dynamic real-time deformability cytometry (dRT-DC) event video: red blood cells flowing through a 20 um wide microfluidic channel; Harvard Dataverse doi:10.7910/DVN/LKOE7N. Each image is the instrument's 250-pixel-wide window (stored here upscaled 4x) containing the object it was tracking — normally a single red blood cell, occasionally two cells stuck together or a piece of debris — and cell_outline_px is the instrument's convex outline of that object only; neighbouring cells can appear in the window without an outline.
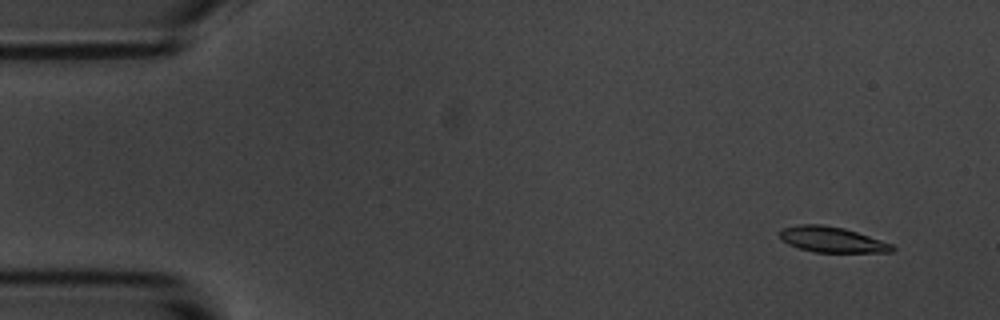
{"species": "common noctule bat (a hibernating species)", "species_latin": "Nyctalus noctula", "temperature_condition": "room temperature", "stored_images_in_passage": 10, "camera_frame_rate_fps": 3000, "um_per_image_px": 0.085, "animal": {"sex": "male", "body_mass_g": 20.1, "forearm_length_mm": 53.5}, "frame": {"image": 1, "passage_image": 1, "time_ms": 0.0, "image_size_px": [1000, 320], "cell_outline_px": [[896, 248], [892, 252], [816, 252], [800, 248], [788, 244], [780, 236], [780, 228], [800, 224], [820, 224], [844, 228], [892, 244]], "centroid_in_image_um": [70.71, 20.36], "position_along_channel_um": 14.3, "area_um2": 16.53}}
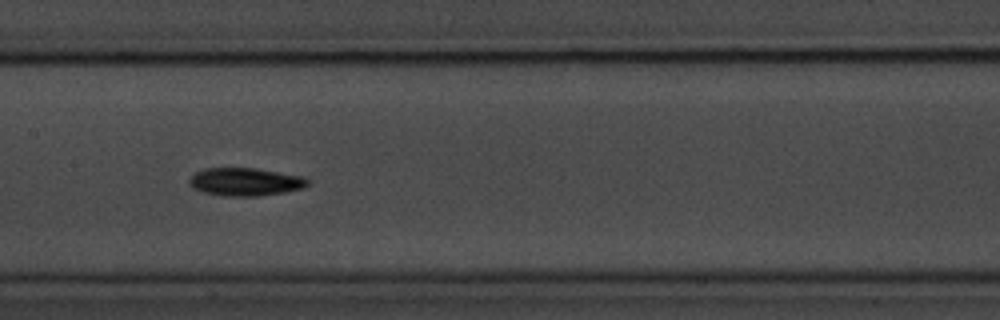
{"frame": {"image": 2, "passage_image": 8, "time_ms": 8.0, "image_size_px": [1000, 320], "cell_outline_px": [[308, 184], [304, 188], [284, 192], [256, 196], [224, 196], [204, 192], [192, 188], [188, 184], [188, 180], [196, 172], [204, 168], [256, 168], [300, 176], [308, 180]], "centroid_in_image_um": [20.8, 15.45], "position_along_channel_um": 186.6, "area_um2": 19.19}}
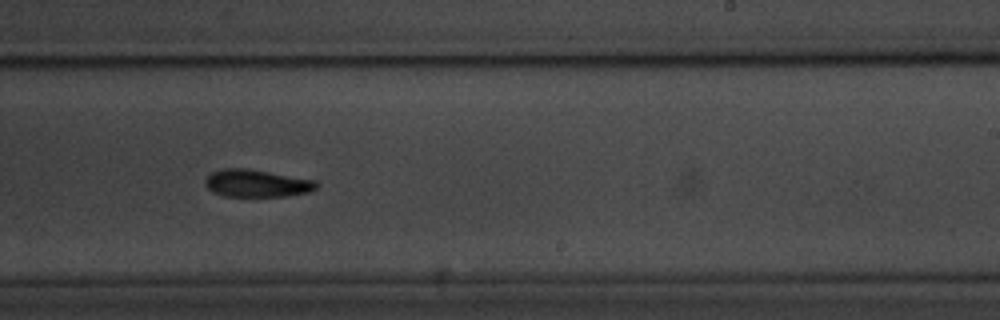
{"frame": {"image": 3, "passage_image": 10, "time_ms": 10.333, "image_size_px": [1000, 320], "cell_outline_px": [[320, 184], [316, 188], [308, 192], [288, 196], [224, 196], [212, 192], [204, 184], [204, 180], [212, 172], [224, 168], [244, 168], [316, 180]], "centroid_in_image_um": [21.82, 15.58], "position_along_channel_um": 267.2, "area_um2": 17.74}}